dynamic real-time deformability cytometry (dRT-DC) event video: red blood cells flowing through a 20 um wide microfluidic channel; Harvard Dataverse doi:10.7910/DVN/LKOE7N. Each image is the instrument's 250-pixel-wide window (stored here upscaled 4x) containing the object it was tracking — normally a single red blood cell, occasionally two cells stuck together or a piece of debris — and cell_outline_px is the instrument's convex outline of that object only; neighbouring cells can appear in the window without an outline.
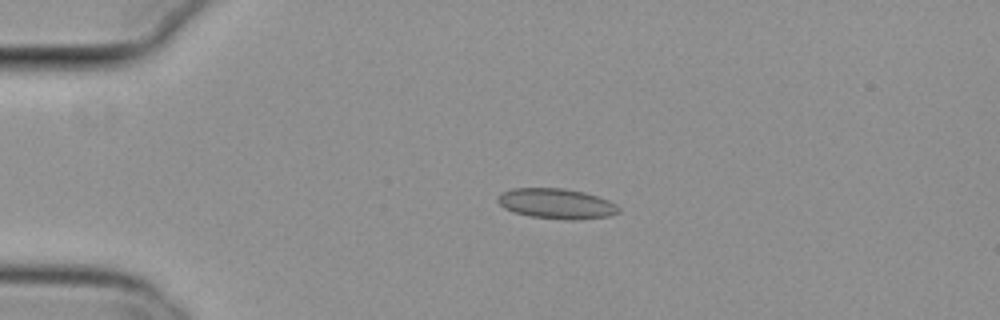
{"species": "common noctule bat (a hibernating species)", "species_latin": "Nyctalus noctula", "temperature_condition": "cold", "stored_images_in_passage": 28, "camera_frame_rate_fps": 3000, "um_per_image_px": 0.085, "animal": {"sex": "female", "body_mass_g": 29.2, "forearm_length_mm": 56.3}, "frame": {"image": 1, "passage_image": 2, "time_ms": 0.333, "image_size_px": [1000, 320], "cell_outline_px": [[620, 212], [608, 216], [572, 220], [528, 216], [512, 212], [504, 208], [496, 200], [496, 196], [512, 188], [564, 188], [584, 192], [608, 200], [616, 204], [620, 208]], "centroid_in_image_um": [47.27, 17.31], "position_along_channel_um": 37.7, "area_um2": 21.33}}
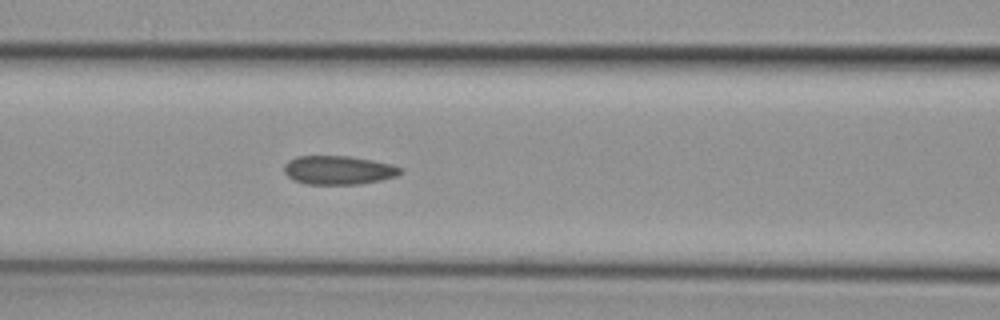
{"frame": {"image": 2, "passage_image": 13, "time_ms": 4.0, "image_size_px": [1000, 320], "cell_outline_px": [[404, 172], [396, 176], [380, 180], [360, 184], [304, 184], [292, 180], [284, 172], [284, 164], [288, 160], [296, 156], [348, 156], [372, 160], [392, 164], [404, 168]], "centroid_in_image_um": [28.77, 14.46], "position_along_channel_um": 137.8, "area_um2": 19.71}}
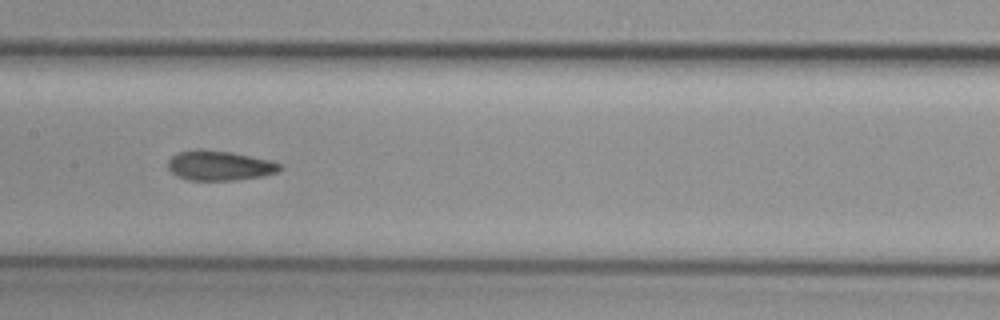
{"frame": {"image": 3, "passage_image": 17, "time_ms": 5.333, "image_size_px": [1000, 320], "cell_outline_px": [[284, 168], [276, 172], [264, 176], [232, 180], [188, 180], [176, 176], [168, 168], [168, 160], [172, 156], [180, 152], [196, 148], [200, 148], [232, 152], [268, 160], [280, 164]], "centroid_in_image_um": [18.63, 14.07], "position_along_channel_um": 188.8, "area_um2": 19.48}}